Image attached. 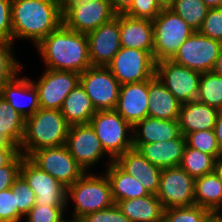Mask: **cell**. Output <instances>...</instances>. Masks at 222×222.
Returning <instances> with one entry per match:
<instances>
[{"label": "cell", "instance_id": "6", "mask_svg": "<svg viewBox=\"0 0 222 222\" xmlns=\"http://www.w3.org/2000/svg\"><path fill=\"white\" fill-rule=\"evenodd\" d=\"M152 23L156 63L171 59L180 46L195 32L170 8L162 9Z\"/></svg>", "mask_w": 222, "mask_h": 222}, {"label": "cell", "instance_id": "36", "mask_svg": "<svg viewBox=\"0 0 222 222\" xmlns=\"http://www.w3.org/2000/svg\"><path fill=\"white\" fill-rule=\"evenodd\" d=\"M185 138L188 147L213 155L216 159L220 157V150L214 129L191 132Z\"/></svg>", "mask_w": 222, "mask_h": 222}, {"label": "cell", "instance_id": "48", "mask_svg": "<svg viewBox=\"0 0 222 222\" xmlns=\"http://www.w3.org/2000/svg\"><path fill=\"white\" fill-rule=\"evenodd\" d=\"M212 71L218 74L219 76H222V46L220 48L219 56L216 59V62Z\"/></svg>", "mask_w": 222, "mask_h": 222}, {"label": "cell", "instance_id": "37", "mask_svg": "<svg viewBox=\"0 0 222 222\" xmlns=\"http://www.w3.org/2000/svg\"><path fill=\"white\" fill-rule=\"evenodd\" d=\"M67 205L35 204L24 217L25 222H61Z\"/></svg>", "mask_w": 222, "mask_h": 222}, {"label": "cell", "instance_id": "41", "mask_svg": "<svg viewBox=\"0 0 222 222\" xmlns=\"http://www.w3.org/2000/svg\"><path fill=\"white\" fill-rule=\"evenodd\" d=\"M161 10L155 0H134L124 14L132 18L154 20Z\"/></svg>", "mask_w": 222, "mask_h": 222}, {"label": "cell", "instance_id": "52", "mask_svg": "<svg viewBox=\"0 0 222 222\" xmlns=\"http://www.w3.org/2000/svg\"><path fill=\"white\" fill-rule=\"evenodd\" d=\"M54 4H56L62 11L71 3L73 0H51Z\"/></svg>", "mask_w": 222, "mask_h": 222}, {"label": "cell", "instance_id": "31", "mask_svg": "<svg viewBox=\"0 0 222 222\" xmlns=\"http://www.w3.org/2000/svg\"><path fill=\"white\" fill-rule=\"evenodd\" d=\"M217 159L186 145L180 167L190 176L197 178L215 171Z\"/></svg>", "mask_w": 222, "mask_h": 222}, {"label": "cell", "instance_id": "1", "mask_svg": "<svg viewBox=\"0 0 222 222\" xmlns=\"http://www.w3.org/2000/svg\"><path fill=\"white\" fill-rule=\"evenodd\" d=\"M36 48L46 64V69L81 74L92 66L87 34L73 31L63 23L43 38Z\"/></svg>", "mask_w": 222, "mask_h": 222}, {"label": "cell", "instance_id": "27", "mask_svg": "<svg viewBox=\"0 0 222 222\" xmlns=\"http://www.w3.org/2000/svg\"><path fill=\"white\" fill-rule=\"evenodd\" d=\"M194 201L213 215L222 213V182L215 171L195 178Z\"/></svg>", "mask_w": 222, "mask_h": 222}, {"label": "cell", "instance_id": "28", "mask_svg": "<svg viewBox=\"0 0 222 222\" xmlns=\"http://www.w3.org/2000/svg\"><path fill=\"white\" fill-rule=\"evenodd\" d=\"M60 111L70 125L88 124L97 112L81 83L64 99Z\"/></svg>", "mask_w": 222, "mask_h": 222}, {"label": "cell", "instance_id": "3", "mask_svg": "<svg viewBox=\"0 0 222 222\" xmlns=\"http://www.w3.org/2000/svg\"><path fill=\"white\" fill-rule=\"evenodd\" d=\"M70 126L60 110L40 108L25 119V131L19 152L29 157L42 148L65 145Z\"/></svg>", "mask_w": 222, "mask_h": 222}, {"label": "cell", "instance_id": "29", "mask_svg": "<svg viewBox=\"0 0 222 222\" xmlns=\"http://www.w3.org/2000/svg\"><path fill=\"white\" fill-rule=\"evenodd\" d=\"M106 175L111 183L115 204L121 200L140 198L150 195L139 180L123 171L114 161L107 166Z\"/></svg>", "mask_w": 222, "mask_h": 222}, {"label": "cell", "instance_id": "53", "mask_svg": "<svg viewBox=\"0 0 222 222\" xmlns=\"http://www.w3.org/2000/svg\"><path fill=\"white\" fill-rule=\"evenodd\" d=\"M215 172L218 174V176L222 182V156L219 157L216 161Z\"/></svg>", "mask_w": 222, "mask_h": 222}, {"label": "cell", "instance_id": "42", "mask_svg": "<svg viewBox=\"0 0 222 222\" xmlns=\"http://www.w3.org/2000/svg\"><path fill=\"white\" fill-rule=\"evenodd\" d=\"M23 157L19 152L7 165L0 167V192L10 189L14 180L20 175Z\"/></svg>", "mask_w": 222, "mask_h": 222}, {"label": "cell", "instance_id": "46", "mask_svg": "<svg viewBox=\"0 0 222 222\" xmlns=\"http://www.w3.org/2000/svg\"><path fill=\"white\" fill-rule=\"evenodd\" d=\"M18 153L19 148H0V167L7 165Z\"/></svg>", "mask_w": 222, "mask_h": 222}, {"label": "cell", "instance_id": "45", "mask_svg": "<svg viewBox=\"0 0 222 222\" xmlns=\"http://www.w3.org/2000/svg\"><path fill=\"white\" fill-rule=\"evenodd\" d=\"M116 14H124L132 5L134 0H108Z\"/></svg>", "mask_w": 222, "mask_h": 222}, {"label": "cell", "instance_id": "44", "mask_svg": "<svg viewBox=\"0 0 222 222\" xmlns=\"http://www.w3.org/2000/svg\"><path fill=\"white\" fill-rule=\"evenodd\" d=\"M11 5L10 0H0V39L12 42Z\"/></svg>", "mask_w": 222, "mask_h": 222}, {"label": "cell", "instance_id": "54", "mask_svg": "<svg viewBox=\"0 0 222 222\" xmlns=\"http://www.w3.org/2000/svg\"><path fill=\"white\" fill-rule=\"evenodd\" d=\"M70 218L69 222H89L85 217L72 216Z\"/></svg>", "mask_w": 222, "mask_h": 222}, {"label": "cell", "instance_id": "17", "mask_svg": "<svg viewBox=\"0 0 222 222\" xmlns=\"http://www.w3.org/2000/svg\"><path fill=\"white\" fill-rule=\"evenodd\" d=\"M92 66L107 67L121 48L119 14L87 34Z\"/></svg>", "mask_w": 222, "mask_h": 222}, {"label": "cell", "instance_id": "25", "mask_svg": "<svg viewBox=\"0 0 222 222\" xmlns=\"http://www.w3.org/2000/svg\"><path fill=\"white\" fill-rule=\"evenodd\" d=\"M148 116L158 119H179L181 103L169 92L156 77L149 80Z\"/></svg>", "mask_w": 222, "mask_h": 222}, {"label": "cell", "instance_id": "57", "mask_svg": "<svg viewBox=\"0 0 222 222\" xmlns=\"http://www.w3.org/2000/svg\"><path fill=\"white\" fill-rule=\"evenodd\" d=\"M61 222H69V220L68 219H64Z\"/></svg>", "mask_w": 222, "mask_h": 222}, {"label": "cell", "instance_id": "32", "mask_svg": "<svg viewBox=\"0 0 222 222\" xmlns=\"http://www.w3.org/2000/svg\"><path fill=\"white\" fill-rule=\"evenodd\" d=\"M196 100L222 111V76L213 71L202 73Z\"/></svg>", "mask_w": 222, "mask_h": 222}, {"label": "cell", "instance_id": "4", "mask_svg": "<svg viewBox=\"0 0 222 222\" xmlns=\"http://www.w3.org/2000/svg\"><path fill=\"white\" fill-rule=\"evenodd\" d=\"M69 198L75 203L72 216L85 217L87 214L109 208L115 204L111 183L105 174L85 172L76 182L67 187Z\"/></svg>", "mask_w": 222, "mask_h": 222}, {"label": "cell", "instance_id": "19", "mask_svg": "<svg viewBox=\"0 0 222 222\" xmlns=\"http://www.w3.org/2000/svg\"><path fill=\"white\" fill-rule=\"evenodd\" d=\"M0 97L6 100L25 119L41 108L37 88L32 79L27 76L21 78L17 74L1 88Z\"/></svg>", "mask_w": 222, "mask_h": 222}, {"label": "cell", "instance_id": "8", "mask_svg": "<svg viewBox=\"0 0 222 222\" xmlns=\"http://www.w3.org/2000/svg\"><path fill=\"white\" fill-rule=\"evenodd\" d=\"M155 75L181 104L197 99L202 73L166 59L156 63Z\"/></svg>", "mask_w": 222, "mask_h": 222}, {"label": "cell", "instance_id": "33", "mask_svg": "<svg viewBox=\"0 0 222 222\" xmlns=\"http://www.w3.org/2000/svg\"><path fill=\"white\" fill-rule=\"evenodd\" d=\"M178 14L194 31H198L209 10L202 0H175L170 8Z\"/></svg>", "mask_w": 222, "mask_h": 222}, {"label": "cell", "instance_id": "15", "mask_svg": "<svg viewBox=\"0 0 222 222\" xmlns=\"http://www.w3.org/2000/svg\"><path fill=\"white\" fill-rule=\"evenodd\" d=\"M20 175L26 180L36 195L35 204L69 205L67 187L40 169L28 157H23Z\"/></svg>", "mask_w": 222, "mask_h": 222}, {"label": "cell", "instance_id": "12", "mask_svg": "<svg viewBox=\"0 0 222 222\" xmlns=\"http://www.w3.org/2000/svg\"><path fill=\"white\" fill-rule=\"evenodd\" d=\"M62 13L63 24L82 34L94 31L117 15L108 0L71 3Z\"/></svg>", "mask_w": 222, "mask_h": 222}, {"label": "cell", "instance_id": "35", "mask_svg": "<svg viewBox=\"0 0 222 222\" xmlns=\"http://www.w3.org/2000/svg\"><path fill=\"white\" fill-rule=\"evenodd\" d=\"M213 214L198 205L165 209L161 222H206Z\"/></svg>", "mask_w": 222, "mask_h": 222}, {"label": "cell", "instance_id": "11", "mask_svg": "<svg viewBox=\"0 0 222 222\" xmlns=\"http://www.w3.org/2000/svg\"><path fill=\"white\" fill-rule=\"evenodd\" d=\"M80 83L85 88L96 111L115 109L121 84L107 67L87 68L80 74Z\"/></svg>", "mask_w": 222, "mask_h": 222}, {"label": "cell", "instance_id": "24", "mask_svg": "<svg viewBox=\"0 0 222 222\" xmlns=\"http://www.w3.org/2000/svg\"><path fill=\"white\" fill-rule=\"evenodd\" d=\"M219 112L217 108L197 100L182 104L178 119L180 132L186 136L191 132L214 129Z\"/></svg>", "mask_w": 222, "mask_h": 222}, {"label": "cell", "instance_id": "30", "mask_svg": "<svg viewBox=\"0 0 222 222\" xmlns=\"http://www.w3.org/2000/svg\"><path fill=\"white\" fill-rule=\"evenodd\" d=\"M25 131V118L0 97V132L13 145H21Z\"/></svg>", "mask_w": 222, "mask_h": 222}, {"label": "cell", "instance_id": "40", "mask_svg": "<svg viewBox=\"0 0 222 222\" xmlns=\"http://www.w3.org/2000/svg\"><path fill=\"white\" fill-rule=\"evenodd\" d=\"M24 217L19 213L15 192L11 188L0 192V222H21Z\"/></svg>", "mask_w": 222, "mask_h": 222}, {"label": "cell", "instance_id": "5", "mask_svg": "<svg viewBox=\"0 0 222 222\" xmlns=\"http://www.w3.org/2000/svg\"><path fill=\"white\" fill-rule=\"evenodd\" d=\"M90 124L109 156L107 166L118 156L133 148V127L115 109L97 111L91 118Z\"/></svg>", "mask_w": 222, "mask_h": 222}, {"label": "cell", "instance_id": "56", "mask_svg": "<svg viewBox=\"0 0 222 222\" xmlns=\"http://www.w3.org/2000/svg\"><path fill=\"white\" fill-rule=\"evenodd\" d=\"M96 1H99V0H73V3H76V2H96Z\"/></svg>", "mask_w": 222, "mask_h": 222}, {"label": "cell", "instance_id": "21", "mask_svg": "<svg viewBox=\"0 0 222 222\" xmlns=\"http://www.w3.org/2000/svg\"><path fill=\"white\" fill-rule=\"evenodd\" d=\"M119 31L121 47L148 51L154 57L152 20L119 14Z\"/></svg>", "mask_w": 222, "mask_h": 222}, {"label": "cell", "instance_id": "47", "mask_svg": "<svg viewBox=\"0 0 222 222\" xmlns=\"http://www.w3.org/2000/svg\"><path fill=\"white\" fill-rule=\"evenodd\" d=\"M214 132L217 139V144L220 150V157H221L222 156V111H220L217 115Z\"/></svg>", "mask_w": 222, "mask_h": 222}, {"label": "cell", "instance_id": "26", "mask_svg": "<svg viewBox=\"0 0 222 222\" xmlns=\"http://www.w3.org/2000/svg\"><path fill=\"white\" fill-rule=\"evenodd\" d=\"M116 204L131 222H161L165 211L162 202L153 194Z\"/></svg>", "mask_w": 222, "mask_h": 222}, {"label": "cell", "instance_id": "13", "mask_svg": "<svg viewBox=\"0 0 222 222\" xmlns=\"http://www.w3.org/2000/svg\"><path fill=\"white\" fill-rule=\"evenodd\" d=\"M32 82L38 91L40 107L60 110L64 99L80 83V74L45 68L37 82Z\"/></svg>", "mask_w": 222, "mask_h": 222}, {"label": "cell", "instance_id": "34", "mask_svg": "<svg viewBox=\"0 0 222 222\" xmlns=\"http://www.w3.org/2000/svg\"><path fill=\"white\" fill-rule=\"evenodd\" d=\"M14 42L0 39V90L8 82H10L20 70L22 65L14 58Z\"/></svg>", "mask_w": 222, "mask_h": 222}, {"label": "cell", "instance_id": "38", "mask_svg": "<svg viewBox=\"0 0 222 222\" xmlns=\"http://www.w3.org/2000/svg\"><path fill=\"white\" fill-rule=\"evenodd\" d=\"M10 188L12 192H15V201L19 213L25 217L35 205L36 195L34 191L21 175L14 180Z\"/></svg>", "mask_w": 222, "mask_h": 222}, {"label": "cell", "instance_id": "55", "mask_svg": "<svg viewBox=\"0 0 222 222\" xmlns=\"http://www.w3.org/2000/svg\"><path fill=\"white\" fill-rule=\"evenodd\" d=\"M206 222H222V216L212 215Z\"/></svg>", "mask_w": 222, "mask_h": 222}, {"label": "cell", "instance_id": "49", "mask_svg": "<svg viewBox=\"0 0 222 222\" xmlns=\"http://www.w3.org/2000/svg\"><path fill=\"white\" fill-rule=\"evenodd\" d=\"M0 148H18L13 145L3 134L0 132Z\"/></svg>", "mask_w": 222, "mask_h": 222}, {"label": "cell", "instance_id": "18", "mask_svg": "<svg viewBox=\"0 0 222 222\" xmlns=\"http://www.w3.org/2000/svg\"><path fill=\"white\" fill-rule=\"evenodd\" d=\"M149 80L127 83L120 87L115 110L132 127L148 116Z\"/></svg>", "mask_w": 222, "mask_h": 222}, {"label": "cell", "instance_id": "7", "mask_svg": "<svg viewBox=\"0 0 222 222\" xmlns=\"http://www.w3.org/2000/svg\"><path fill=\"white\" fill-rule=\"evenodd\" d=\"M107 68L123 85L153 78L156 72V62L148 51L121 47Z\"/></svg>", "mask_w": 222, "mask_h": 222}, {"label": "cell", "instance_id": "39", "mask_svg": "<svg viewBox=\"0 0 222 222\" xmlns=\"http://www.w3.org/2000/svg\"><path fill=\"white\" fill-rule=\"evenodd\" d=\"M198 31L206 37L222 42V7L209 8Z\"/></svg>", "mask_w": 222, "mask_h": 222}, {"label": "cell", "instance_id": "23", "mask_svg": "<svg viewBox=\"0 0 222 222\" xmlns=\"http://www.w3.org/2000/svg\"><path fill=\"white\" fill-rule=\"evenodd\" d=\"M181 134L179 120H165L147 116L132 129L133 144H150L169 141Z\"/></svg>", "mask_w": 222, "mask_h": 222}, {"label": "cell", "instance_id": "22", "mask_svg": "<svg viewBox=\"0 0 222 222\" xmlns=\"http://www.w3.org/2000/svg\"><path fill=\"white\" fill-rule=\"evenodd\" d=\"M186 147V138L181 133L169 141L150 144H133L138 151L153 165L164 169L179 166Z\"/></svg>", "mask_w": 222, "mask_h": 222}, {"label": "cell", "instance_id": "10", "mask_svg": "<svg viewBox=\"0 0 222 222\" xmlns=\"http://www.w3.org/2000/svg\"><path fill=\"white\" fill-rule=\"evenodd\" d=\"M28 158L66 187L85 173L65 145L42 148L33 152Z\"/></svg>", "mask_w": 222, "mask_h": 222}, {"label": "cell", "instance_id": "43", "mask_svg": "<svg viewBox=\"0 0 222 222\" xmlns=\"http://www.w3.org/2000/svg\"><path fill=\"white\" fill-rule=\"evenodd\" d=\"M85 218L89 222H131L129 218L122 213L117 204L103 210L89 213Z\"/></svg>", "mask_w": 222, "mask_h": 222}, {"label": "cell", "instance_id": "51", "mask_svg": "<svg viewBox=\"0 0 222 222\" xmlns=\"http://www.w3.org/2000/svg\"><path fill=\"white\" fill-rule=\"evenodd\" d=\"M208 8H220L222 7V0H202Z\"/></svg>", "mask_w": 222, "mask_h": 222}, {"label": "cell", "instance_id": "20", "mask_svg": "<svg viewBox=\"0 0 222 222\" xmlns=\"http://www.w3.org/2000/svg\"><path fill=\"white\" fill-rule=\"evenodd\" d=\"M114 162L127 174L137 178L149 194L158 193L162 169L151 164L138 149L127 150Z\"/></svg>", "mask_w": 222, "mask_h": 222}, {"label": "cell", "instance_id": "2", "mask_svg": "<svg viewBox=\"0 0 222 222\" xmlns=\"http://www.w3.org/2000/svg\"><path fill=\"white\" fill-rule=\"evenodd\" d=\"M12 42L30 39L36 46L63 23L62 10L51 0H13Z\"/></svg>", "mask_w": 222, "mask_h": 222}, {"label": "cell", "instance_id": "9", "mask_svg": "<svg viewBox=\"0 0 222 222\" xmlns=\"http://www.w3.org/2000/svg\"><path fill=\"white\" fill-rule=\"evenodd\" d=\"M222 42L195 31L171 58L174 62L200 73L212 71Z\"/></svg>", "mask_w": 222, "mask_h": 222}, {"label": "cell", "instance_id": "14", "mask_svg": "<svg viewBox=\"0 0 222 222\" xmlns=\"http://www.w3.org/2000/svg\"><path fill=\"white\" fill-rule=\"evenodd\" d=\"M195 178L180 166L162 169L157 198L165 209L195 205Z\"/></svg>", "mask_w": 222, "mask_h": 222}, {"label": "cell", "instance_id": "16", "mask_svg": "<svg viewBox=\"0 0 222 222\" xmlns=\"http://www.w3.org/2000/svg\"><path fill=\"white\" fill-rule=\"evenodd\" d=\"M65 146L85 172L108 155L90 123L71 125Z\"/></svg>", "mask_w": 222, "mask_h": 222}, {"label": "cell", "instance_id": "50", "mask_svg": "<svg viewBox=\"0 0 222 222\" xmlns=\"http://www.w3.org/2000/svg\"><path fill=\"white\" fill-rule=\"evenodd\" d=\"M161 9H169L175 0H155Z\"/></svg>", "mask_w": 222, "mask_h": 222}]
</instances>
